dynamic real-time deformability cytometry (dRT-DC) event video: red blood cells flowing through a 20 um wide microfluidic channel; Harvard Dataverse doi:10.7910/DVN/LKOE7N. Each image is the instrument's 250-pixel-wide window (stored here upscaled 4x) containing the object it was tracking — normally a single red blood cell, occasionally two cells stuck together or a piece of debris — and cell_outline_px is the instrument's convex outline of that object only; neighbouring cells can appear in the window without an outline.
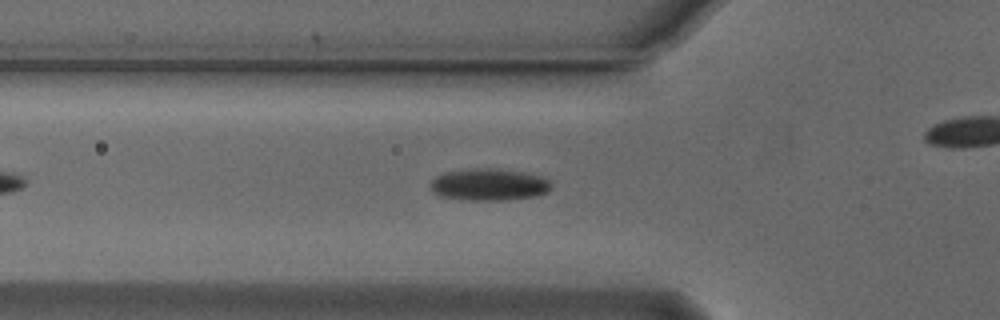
{"species": "Egyptian fruit bat (a non-hibernating species)", "species_latin": "Rousettus aegyptiacus", "temperature_condition": "cold", "stored_images_in_passage": 42, "camera_frame_rate_fps": 3000, "um_per_image_px": 0.085, "animal": {"sex": "male"}, "frame": {"image": 1, "passage_image": 9, "time_ms": 2.667, "image_size_px": [1000, 320], "cell_outline_px": [[552, 188], [548, 192], [536, 196], [504, 200], [464, 200], [440, 196], [432, 192], [428, 184], [436, 176], [444, 172], [468, 168], [496, 168], [520, 172], [540, 176], [548, 180], [552, 184]], "centroid_in_image_um": [41.52, 15.69], "position_along_channel_um": 84.3, "area_um2": 22.77}}
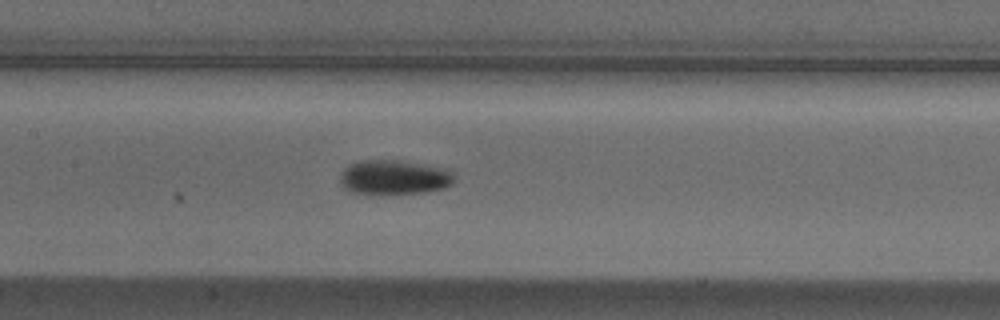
{"frame": {"image": 2, "passage_image": 16, "time_ms": 5.0, "image_size_px": [1000, 320], "cell_outline_px": [[456, 180], [452, 184], [444, 188], [424, 192], [380, 196], [368, 196], [352, 192], [344, 188], [340, 180], [340, 176], [344, 168], [348, 164], [356, 160], [400, 160], [452, 168]], "centroid_in_image_um": [33.52, 15.09], "position_along_channel_um": 173.9, "area_um2": 24.22}}
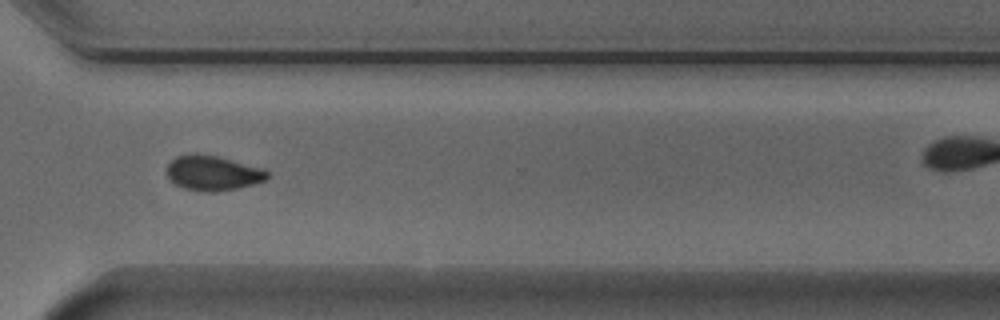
{"frame": {"image": 3, "passage_image": 30, "time_ms": 9.667, "image_size_px": [1000, 320], "cell_outline_px": [[268, 176], [264, 180], [252, 184], [236, 188], [212, 192], [204, 192], [184, 188], [176, 184], [168, 176], [168, 164], [176, 156], [196, 152], [216, 156], [264, 168], [268, 172]], "centroid_in_image_um": [18.08, 14.69], "position_along_channel_um": 352.5, "area_um2": 20.23}}